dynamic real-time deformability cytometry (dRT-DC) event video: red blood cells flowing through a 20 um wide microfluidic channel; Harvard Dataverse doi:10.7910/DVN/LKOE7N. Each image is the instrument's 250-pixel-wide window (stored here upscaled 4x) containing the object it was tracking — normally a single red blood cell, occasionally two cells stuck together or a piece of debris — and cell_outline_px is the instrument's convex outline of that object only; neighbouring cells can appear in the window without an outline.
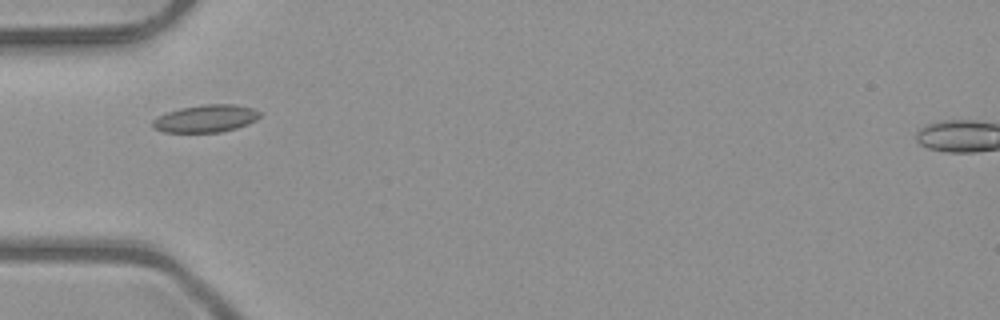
{"species": "common noctule bat (a hibernating species)", "species_latin": "Nyctalus noctula", "temperature_condition": "room temperature", "stored_images_in_passage": 3, "camera_frame_rate_fps": 3000, "um_per_image_px": 0.085, "animal": {"sex": "male", "body_mass_g": 23.1, "forearm_length_mm": 52.7}, "frame": {"image": 1, "passage_image": 3, "time_ms": 0.667, "image_size_px": [1000, 320], "cell_outline_px": [[264, 112], [256, 120], [248, 124], [236, 128], [220, 132], [164, 132], [152, 128], [152, 120], [156, 116], [180, 108], [204, 104], [236, 104], [252, 108]], "centroid_in_image_um": [17.5, 10.07], "position_along_channel_um": 67.5, "area_um2": 17.34}}